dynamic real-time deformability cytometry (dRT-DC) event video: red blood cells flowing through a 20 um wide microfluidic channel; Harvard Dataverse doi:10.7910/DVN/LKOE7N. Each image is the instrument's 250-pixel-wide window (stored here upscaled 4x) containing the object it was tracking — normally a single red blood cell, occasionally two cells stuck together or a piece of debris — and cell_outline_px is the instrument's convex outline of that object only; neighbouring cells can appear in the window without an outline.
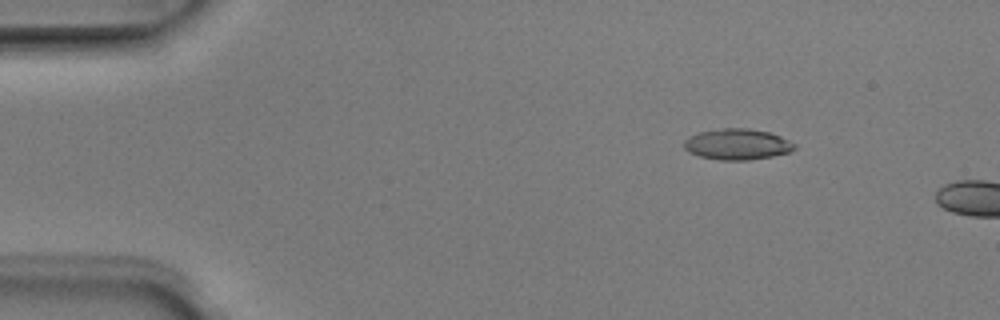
{"species": "Egyptian fruit bat (a non-hibernating species)", "species_latin": "Rousettus aegyptiacus", "temperature_condition": "room temperature", "stored_images_in_passage": 4, "camera_frame_rate_fps": 3000, "um_per_image_px": 0.085, "animal": {"sex": "male"}, "frame": {"image": 1, "passage_image": 2, "time_ms": 0.333, "image_size_px": [1000, 320], "cell_outline_px": [[796, 148], [788, 152], [772, 156], [748, 160], [720, 160], [700, 156], [688, 152], [684, 148], [684, 140], [688, 136], [700, 132], [724, 128], [748, 128], [768, 132], [780, 136], [796, 144]], "centroid_in_image_um": [62.65, 12.26], "position_along_channel_um": 22.4, "area_um2": 19.83}}